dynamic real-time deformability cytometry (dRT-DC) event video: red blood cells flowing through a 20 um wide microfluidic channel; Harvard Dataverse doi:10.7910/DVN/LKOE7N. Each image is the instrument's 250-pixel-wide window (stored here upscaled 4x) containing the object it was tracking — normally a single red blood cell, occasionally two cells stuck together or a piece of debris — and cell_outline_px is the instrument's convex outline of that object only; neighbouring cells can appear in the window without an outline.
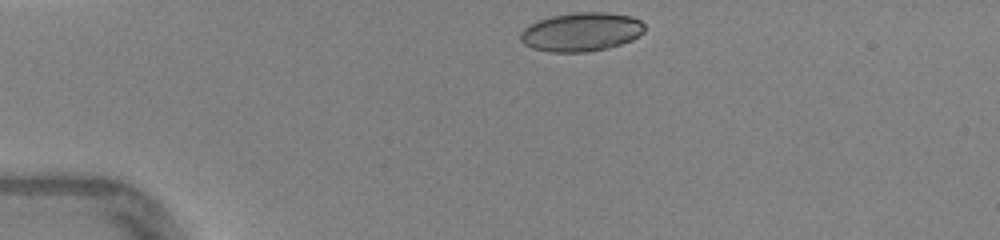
{"species": "human", "species_latin": "Homo sapiens", "temperature_condition": "warm", "stored_images_in_passage": 30, "camera_frame_rate_fps": 3000, "um_per_image_px": 0.085, "donor": {"sex": "female"}, "frame": {"image": 1, "passage_image": 1, "time_ms": 0.0, "image_size_px": [1000, 240], "cell_outline_px": [[644, 32], [640, 36], [632, 40], [620, 44], [588, 52], [552, 52], [532, 48], [524, 44], [520, 40], [520, 32], [528, 24], [552, 16], [576, 12], [604, 12], [632, 16], [640, 20], [644, 24]], "centroid_in_image_um": [49.41, 2.71], "position_along_channel_um": 35.6, "area_um2": 28.09}}
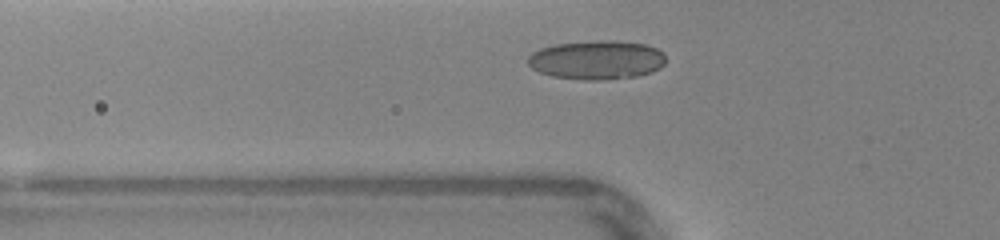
{"frame": {"image": 2, "passage_image": 7, "time_ms": 2.0, "image_size_px": [1000, 240], "cell_outline_px": [[664, 64], [660, 68], [652, 72], [632, 76], [608, 80], [584, 80], [552, 76], [540, 72], [532, 68], [528, 64], [528, 56], [532, 52], [540, 48], [556, 44], [612, 40], [644, 44], [656, 48], [664, 52]], "centroid_in_image_um": [50.72, 5.1], "position_along_channel_um": 75.1, "area_um2": 31.1}}
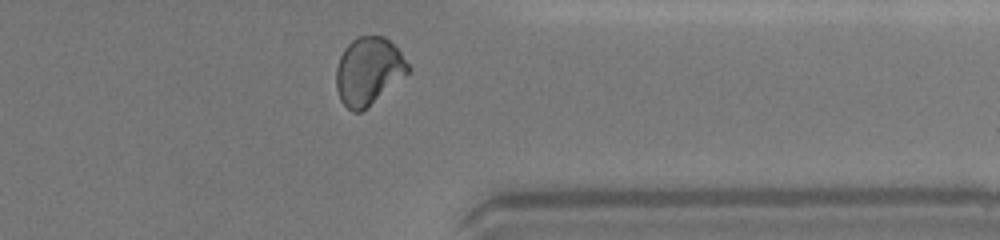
{"frame": {"image": 3, "passage_image": 28, "time_ms": 9.0, "image_size_px": [1000, 240], "cell_outline_px": [[412, 68], [408, 72], [360, 112], [352, 112], [340, 100], [336, 88], [336, 68], [340, 56], [344, 48], [356, 36], [384, 36], [400, 52]], "centroid_in_image_um": [31.28, 6.01], "position_along_channel_um": 380.1, "area_um2": 27.8}, "authors_computed_cell_mechanics": {"area_um2": 27.8307, "velocity_mm_per_s": 4.3846, "shape_relaxation_time_tau1_ms": 8.5145, "shape_relaxation_time_tau2_ms": null, "deformation_change_tau1": 0.2205, "deformation_change_tau2": null}}